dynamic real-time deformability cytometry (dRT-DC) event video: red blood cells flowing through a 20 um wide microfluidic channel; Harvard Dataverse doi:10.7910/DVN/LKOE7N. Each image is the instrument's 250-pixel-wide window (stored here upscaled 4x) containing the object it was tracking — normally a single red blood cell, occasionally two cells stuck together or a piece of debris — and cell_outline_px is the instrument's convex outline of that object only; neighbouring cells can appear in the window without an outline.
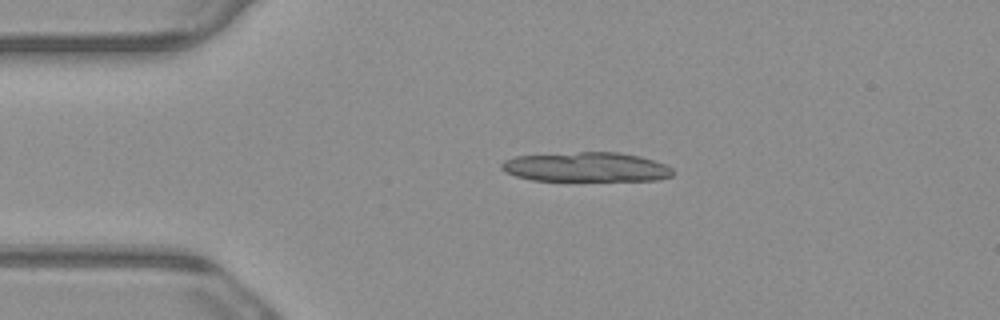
{"species": "common noctule bat (a hibernating species)", "species_latin": "Nyctalus noctula", "temperature_condition": "warm", "stored_images_in_passage": 4, "camera_frame_rate_fps": 3000, "um_per_image_px": 0.085, "animal": {"sex": "male", "body_mass_g": 23.1, "forearm_length_mm": 52.7}, "frame": {"image": 1, "passage_image": 4, "time_ms": 1.0, "image_size_px": [1000, 320], "cell_outline_px": [[676, 172], [672, 176], [656, 180], [532, 180], [516, 176], [504, 172], [500, 168], [500, 164], [504, 160], [516, 156], [580, 152], [620, 152], [640, 156], [664, 164], [672, 168]], "centroid_in_image_um": [49.83, 14.19], "position_along_channel_um": 35.2, "area_um2": 29.42}}